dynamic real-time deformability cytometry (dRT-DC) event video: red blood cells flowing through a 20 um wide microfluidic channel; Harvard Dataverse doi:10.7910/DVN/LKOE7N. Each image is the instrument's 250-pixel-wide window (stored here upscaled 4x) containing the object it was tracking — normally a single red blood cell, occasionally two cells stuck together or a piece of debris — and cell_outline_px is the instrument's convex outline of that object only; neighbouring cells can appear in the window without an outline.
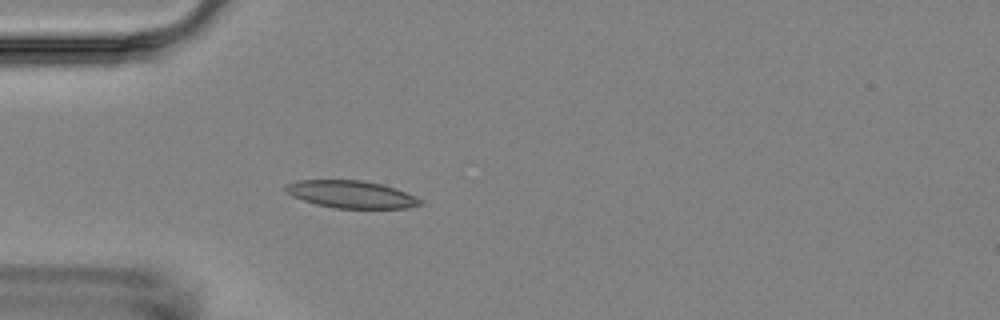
{"species": "Egyptian fruit bat (a non-hibernating species)", "species_latin": "Rousettus aegyptiacus", "temperature_condition": "room temperature", "stored_images_in_passage": 4, "camera_frame_rate_fps": 3000, "um_per_image_px": 0.085, "animal": {"sex": "female"}, "frame": {"image": 1, "passage_image": 4, "time_ms": 3.667, "image_size_px": [1000, 320], "cell_outline_px": [[420, 204], [408, 208], [336, 208], [316, 204], [292, 196], [284, 188], [288, 184], [296, 180], [360, 180], [380, 184], [396, 188], [420, 200]], "centroid_in_image_um": [29.81, 16.51], "position_along_channel_um": 55.2, "area_um2": 21.04}}